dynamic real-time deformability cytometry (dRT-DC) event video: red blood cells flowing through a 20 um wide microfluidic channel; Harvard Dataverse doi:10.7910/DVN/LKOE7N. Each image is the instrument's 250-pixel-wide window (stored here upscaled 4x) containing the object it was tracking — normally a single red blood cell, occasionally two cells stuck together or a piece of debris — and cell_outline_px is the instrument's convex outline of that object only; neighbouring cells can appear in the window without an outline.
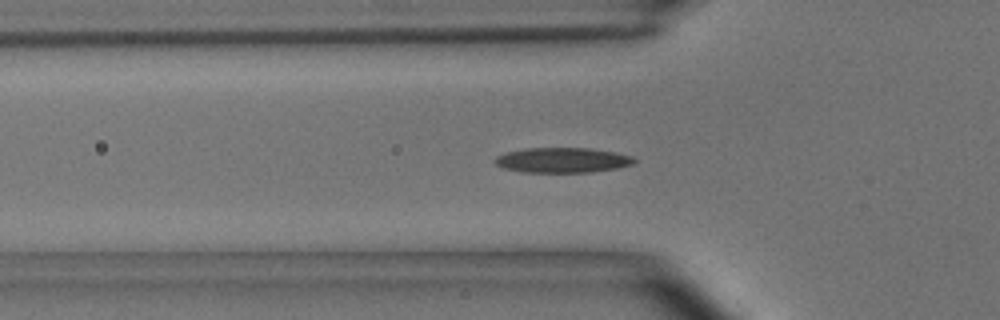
{"species": "common noctule bat (a hibernating species)", "species_latin": "Nyctalus noctula", "temperature_condition": "room temperature", "stored_images_in_passage": 47, "camera_frame_rate_fps": 3000, "um_per_image_px": 0.085, "animal": {"sex": "male", "body_mass_g": 15.6}, "frame": {"image": 1, "passage_image": 13, "time_ms": 4.0, "image_size_px": [1000, 320], "cell_outline_px": [[636, 160], [632, 164], [620, 168], [592, 172], [524, 172], [504, 168], [496, 164], [492, 160], [496, 156], [504, 152], [524, 148], [592, 148], [616, 152], [632, 156]], "centroid_in_image_um": [47.8, 13.6], "position_along_channel_um": 78.0, "area_um2": 20.58}}
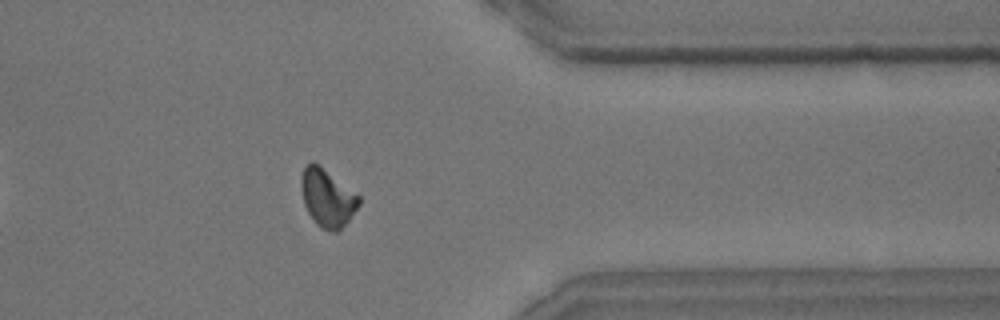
{"frame": {"image": 2, "passage_image": 39, "time_ms": 12.667, "image_size_px": [1000, 320], "cell_outline_px": [[360, 204], [348, 220], [336, 232], [332, 232], [320, 228], [316, 224], [308, 212], [304, 204], [300, 184], [300, 176], [304, 168], [312, 160], [360, 196]], "centroid_in_image_um": [27.8, 16.83], "position_along_channel_um": 383.6, "area_um2": 19.19}}
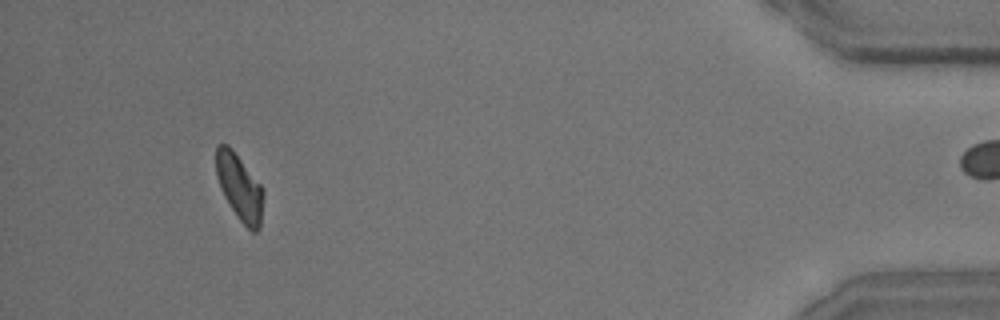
{"frame": {"image": 3, "passage_image": 46, "time_ms": 15.0, "image_size_px": [1000, 320], "cell_outline_px": [[264, 196], [260, 228], [256, 232], [252, 232], [240, 220], [224, 196], [220, 188], [216, 176], [216, 144], [228, 144], [232, 148], [264, 188]], "centroid_in_image_um": [20.37, 15.9], "position_along_channel_um": 414.8, "area_um2": 18.38}}